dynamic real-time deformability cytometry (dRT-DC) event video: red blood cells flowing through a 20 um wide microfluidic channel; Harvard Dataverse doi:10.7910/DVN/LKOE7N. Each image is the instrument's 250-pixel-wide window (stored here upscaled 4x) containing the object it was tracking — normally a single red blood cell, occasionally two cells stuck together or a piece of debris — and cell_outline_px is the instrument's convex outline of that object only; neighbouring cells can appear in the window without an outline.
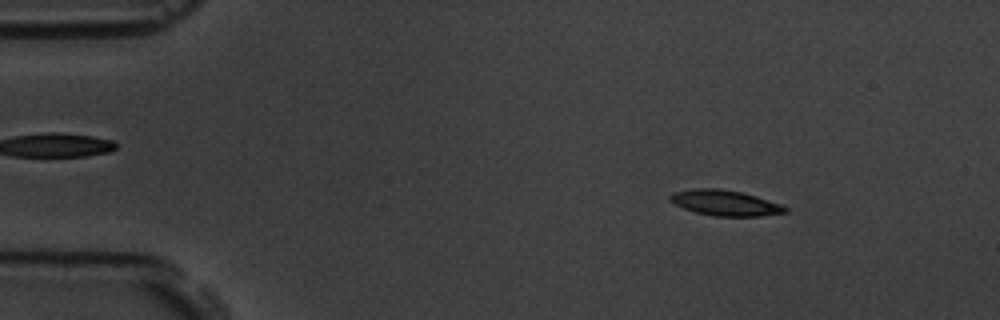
{"species": "common noctule bat (a hibernating species)", "species_latin": "Nyctalus noctula", "temperature_condition": "room temperature", "stored_images_in_passage": 3, "camera_frame_rate_fps": 3000, "um_per_image_px": 0.085, "animal": {"sex": "male", "body_mass_g": 19.5, "forearm_length_mm": 54.6}, "frame": {"image": 1, "passage_image": 1, "time_ms": 0.0, "image_size_px": [1000, 320], "cell_outline_px": [[788, 212], [760, 216], [712, 216], [696, 212], [684, 208], [668, 200], [668, 196], [672, 192], [696, 188], [716, 188], [740, 192], [756, 196], [780, 204], [788, 208]], "centroid_in_image_um": [61.61, 17.25], "position_along_channel_um": 23.4, "area_um2": 17.05}}